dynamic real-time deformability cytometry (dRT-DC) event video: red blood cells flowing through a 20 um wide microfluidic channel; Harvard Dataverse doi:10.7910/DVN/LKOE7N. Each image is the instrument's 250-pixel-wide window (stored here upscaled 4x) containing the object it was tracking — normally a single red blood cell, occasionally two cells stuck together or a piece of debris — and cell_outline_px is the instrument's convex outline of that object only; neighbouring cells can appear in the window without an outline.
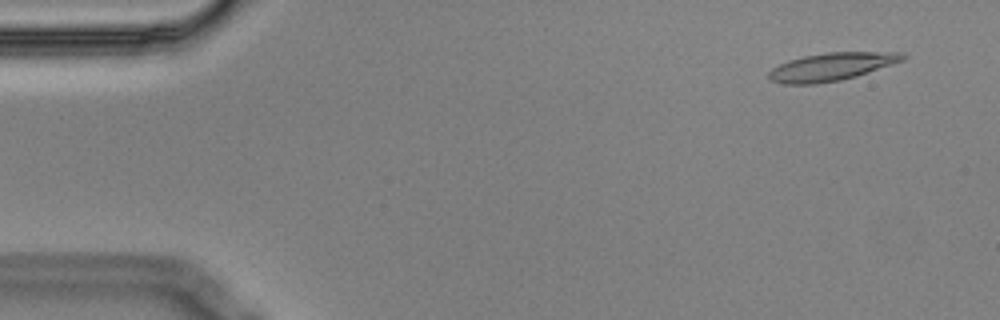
{"species": "Egyptian fruit bat (a non-hibernating species)", "species_latin": "Rousettus aegyptiacus", "temperature_condition": "cold", "stored_images_in_passage": 4, "camera_frame_rate_fps": 3000, "um_per_image_px": 0.085, "animal": {"sex": "male"}, "frame": {"image": 1, "passage_image": 1, "time_ms": 0.0, "image_size_px": [1000, 320], "cell_outline_px": [[908, 56], [904, 60], [856, 76], [840, 80], [816, 84], [784, 84], [772, 80], [768, 76], [768, 72], [772, 68], [788, 60], [804, 56], [828, 52], [900, 52]], "centroid_in_image_um": [70.67, 5.67], "position_along_channel_um": 14.3, "area_um2": 21.62}}
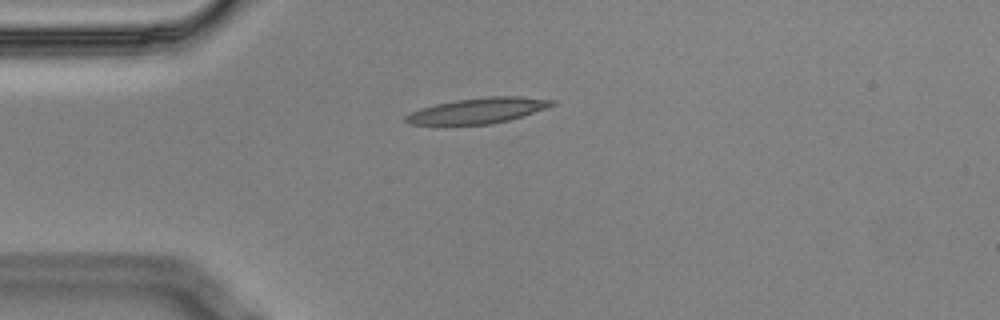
{"frame": {"image": 2, "passage_image": 4, "time_ms": 1.0, "image_size_px": [1000, 320], "cell_outline_px": [[556, 104], [508, 120], [492, 124], [444, 128], [412, 124], [404, 120], [404, 116], [420, 108], [436, 104], [456, 100], [488, 96], [520, 96], [556, 100]], "centroid_in_image_um": [40.5, 9.45], "position_along_channel_um": 44.5, "area_um2": 22.54}}